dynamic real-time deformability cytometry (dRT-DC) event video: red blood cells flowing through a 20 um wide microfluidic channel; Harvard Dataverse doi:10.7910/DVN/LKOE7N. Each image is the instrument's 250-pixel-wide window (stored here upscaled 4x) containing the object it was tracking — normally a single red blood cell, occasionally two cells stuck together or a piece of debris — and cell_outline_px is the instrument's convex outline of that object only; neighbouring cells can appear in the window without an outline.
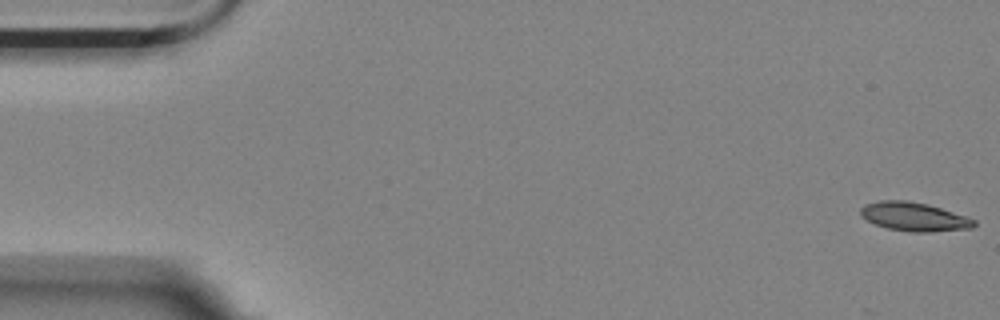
{"species": "Egyptian fruit bat (a non-hibernating species)", "species_latin": "Rousettus aegyptiacus", "temperature_condition": "room temperature", "stored_images_in_passage": 11, "camera_frame_rate_fps": 3000, "um_per_image_px": 0.085, "animal": {"sex": "female"}, "frame": {"image": 1, "passage_image": 1, "time_ms": 0.0, "image_size_px": [1000, 320], "cell_outline_px": [[976, 224], [972, 228], [932, 232], [908, 232], [888, 228], [876, 224], [860, 216], [860, 208], [864, 204], [880, 200], [904, 200], [928, 204], [976, 220]], "centroid_in_image_um": [77.67, 18.42], "position_along_channel_um": 7.3, "area_um2": 18.96}}